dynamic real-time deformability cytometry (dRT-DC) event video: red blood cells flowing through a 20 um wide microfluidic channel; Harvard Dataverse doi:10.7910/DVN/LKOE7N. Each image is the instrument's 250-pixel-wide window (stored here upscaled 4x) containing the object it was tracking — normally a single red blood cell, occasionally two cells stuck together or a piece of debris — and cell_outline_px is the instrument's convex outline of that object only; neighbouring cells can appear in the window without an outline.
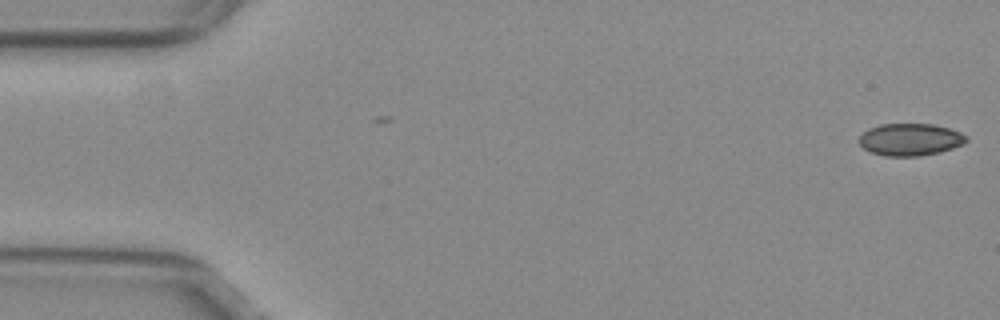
{"species": "common noctule bat (a hibernating species)", "species_latin": "Nyctalus noctula", "temperature_condition": "warm", "stored_images_in_passage": 2, "camera_frame_rate_fps": 3000, "um_per_image_px": 0.085, "animal": {"sex": "female", "body_mass_g": 29.2, "forearm_length_mm": 56.3}, "frame": {"image": 1, "passage_image": 2, "time_ms": 0.333, "image_size_px": [1000, 320], "cell_outline_px": [[968, 140], [964, 144], [940, 152], [920, 156], [884, 156], [872, 152], [864, 148], [860, 144], [860, 136], [868, 128], [880, 124], [932, 124], [948, 128], [960, 132], [968, 136]], "centroid_in_image_um": [77.39, 11.86], "position_along_channel_um": 7.6, "area_um2": 20.11}}